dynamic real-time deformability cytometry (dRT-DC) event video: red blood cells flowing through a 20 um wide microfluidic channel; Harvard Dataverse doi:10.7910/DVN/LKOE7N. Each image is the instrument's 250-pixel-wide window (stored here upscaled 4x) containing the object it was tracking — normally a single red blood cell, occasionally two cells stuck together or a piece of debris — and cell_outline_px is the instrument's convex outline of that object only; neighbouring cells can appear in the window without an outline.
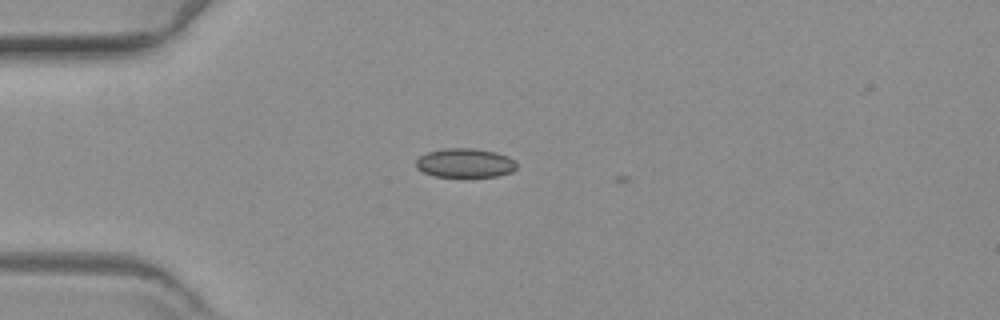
{"species": "common noctule bat (a hibernating species)", "species_latin": "Nyctalus noctula", "temperature_condition": "warm", "stored_images_in_passage": 3, "camera_frame_rate_fps": 3000, "um_per_image_px": 0.085, "animal": {"sex": "female", "body_mass_g": 19.3, "forearm_length_mm": 54.1}, "frame": {"image": 1, "passage_image": 1, "time_ms": 0.0, "image_size_px": [1000, 320], "cell_outline_px": [[516, 168], [512, 172], [496, 176], [436, 176], [424, 172], [416, 168], [416, 160], [420, 156], [428, 152], [444, 148], [472, 148], [496, 152], [508, 156], [516, 164]], "centroid_in_image_um": [39.52, 13.84], "position_along_channel_um": 45.5, "area_um2": 16.88}}